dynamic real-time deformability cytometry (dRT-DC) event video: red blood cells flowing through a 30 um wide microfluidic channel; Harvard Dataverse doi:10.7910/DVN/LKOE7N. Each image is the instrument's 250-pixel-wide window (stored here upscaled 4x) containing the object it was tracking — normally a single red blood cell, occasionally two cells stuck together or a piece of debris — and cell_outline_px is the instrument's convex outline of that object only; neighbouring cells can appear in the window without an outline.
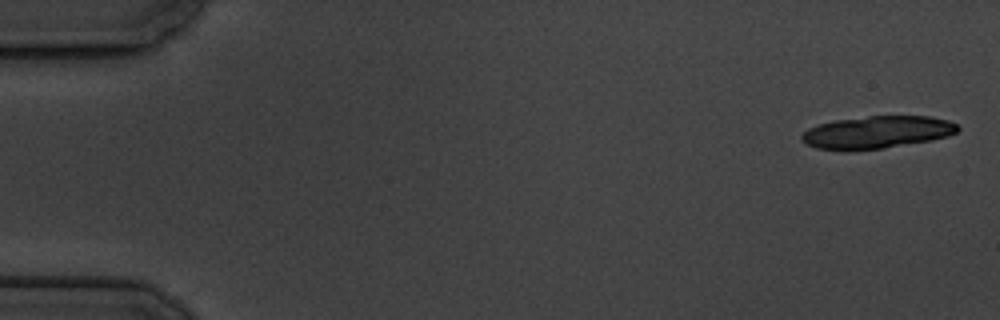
{"species": "common noctule bat (a hibernating species)", "species_latin": "Nyctalus noctula", "temperature_condition": "cold", "stored_images_in_passage": 5, "camera_frame_rate_fps": 3000, "um_per_image_px": 0.085, "animal": {"sex": "male", "body_mass_g": 19.5, "forearm_length_mm": 54.6}, "frame": {"image": 1, "passage_image": 1, "time_ms": 0.0, "image_size_px": [1000, 320], "cell_outline_px": [[960, 128], [956, 132], [948, 136], [932, 140], [884, 148], [848, 152], [844, 152], [816, 148], [808, 144], [800, 136], [808, 128], [820, 124], [836, 120], [868, 116], [928, 116], [948, 120], [956, 124]], "centroid_in_image_um": [74.53, 11.26], "position_along_channel_um": 10.5, "area_um2": 29.71}}